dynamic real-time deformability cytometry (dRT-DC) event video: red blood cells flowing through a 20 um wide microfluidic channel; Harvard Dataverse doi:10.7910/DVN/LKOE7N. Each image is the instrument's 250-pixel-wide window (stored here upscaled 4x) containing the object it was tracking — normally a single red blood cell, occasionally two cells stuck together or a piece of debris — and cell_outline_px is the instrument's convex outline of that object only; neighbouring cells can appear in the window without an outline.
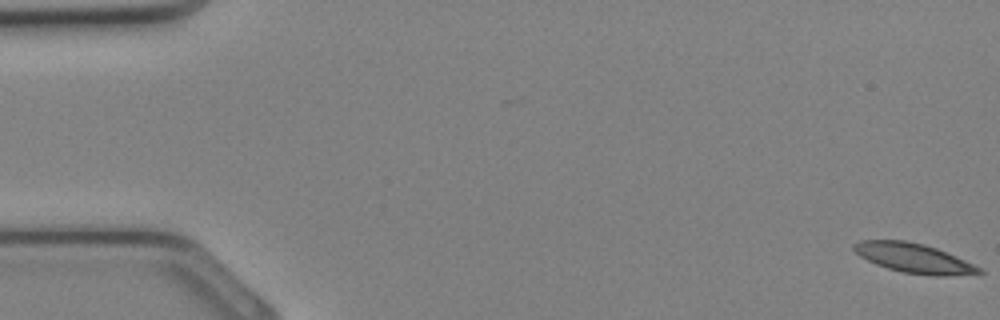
{"species": "Egyptian fruit bat (a non-hibernating species)", "species_latin": "Rousettus aegyptiacus", "temperature_condition": "cold", "stored_images_in_passage": 7, "camera_frame_rate_fps": 3000, "um_per_image_px": 0.085, "animal": {"sex": "female"}, "frame": {"image": 1, "passage_image": 1, "time_ms": 0.0, "image_size_px": [1000, 320], "cell_outline_px": [[984, 272], [948, 276], [932, 276], [904, 272], [888, 268], [876, 264], [860, 256], [852, 248], [852, 244], [860, 240], [904, 240], [924, 244], [936, 248], [956, 256], [980, 268]], "centroid_in_image_um": [77.64, 21.93], "position_along_channel_um": 7.4, "area_um2": 21.27}}